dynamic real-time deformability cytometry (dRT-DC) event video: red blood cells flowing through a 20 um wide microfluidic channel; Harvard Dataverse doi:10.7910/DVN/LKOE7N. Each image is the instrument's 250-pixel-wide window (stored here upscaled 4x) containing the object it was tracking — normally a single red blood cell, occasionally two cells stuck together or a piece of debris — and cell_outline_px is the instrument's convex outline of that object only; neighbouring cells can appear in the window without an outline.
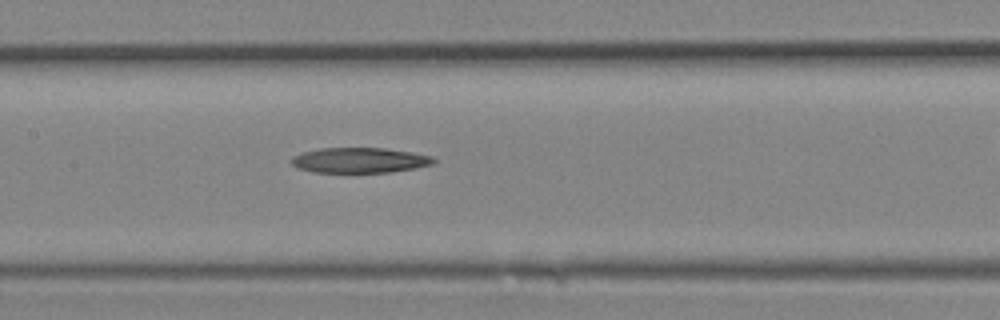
{"species": "Egyptian fruit bat (a non-hibernating species)", "species_latin": "Rousettus aegyptiacus", "temperature_condition": "room temperature", "stored_images_in_passage": 10, "segment_of_instrument_passage": [1, 2], "camera_frame_rate_fps": 3000, "um_per_image_px": 0.085, "animal": {"sex": "female"}, "frame": {"image": 1, "passage_image": 9, "time_ms": 2.667, "image_size_px": [1000, 320], "cell_outline_px": [[436, 160], [432, 164], [416, 168], [392, 172], [312, 172], [300, 168], [292, 164], [288, 160], [292, 156], [300, 152], [320, 148], [384, 148], [412, 152], [432, 156]], "centroid_in_image_um": [30.54, 13.61], "position_along_channel_um": 176.9, "area_um2": 21.04}}